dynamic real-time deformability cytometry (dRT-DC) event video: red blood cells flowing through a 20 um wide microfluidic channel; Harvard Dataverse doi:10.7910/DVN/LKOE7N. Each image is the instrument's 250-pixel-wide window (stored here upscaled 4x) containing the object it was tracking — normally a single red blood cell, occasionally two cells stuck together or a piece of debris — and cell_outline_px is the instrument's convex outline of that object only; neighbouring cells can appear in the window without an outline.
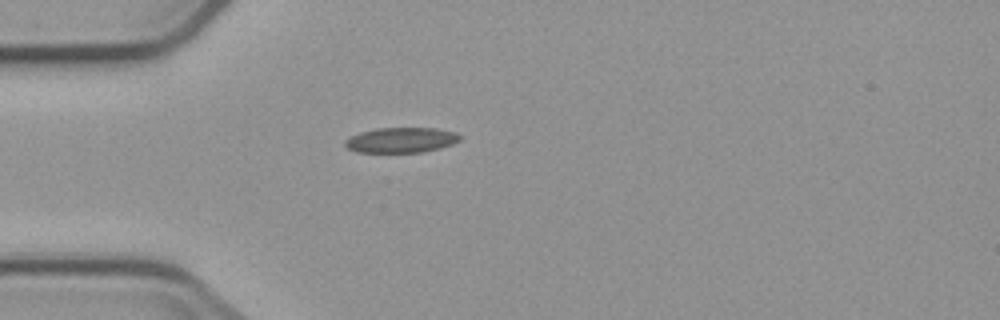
{"species": "common noctule bat (a hibernating species)", "species_latin": "Nyctalus noctula", "temperature_condition": "cold", "stored_images_in_passage": 1, "camera_frame_rate_fps": 3000, "um_per_image_px": 0.085, "animal": {"sex": "male", "body_mass_g": 23.1, "forearm_length_mm": 52.7}, "frame": {"image": 1, "passage_image": 1, "time_ms": 0.0, "image_size_px": [1000, 320], "cell_outline_px": [[464, 136], [460, 140], [452, 144], [440, 148], [424, 152], [356, 152], [348, 148], [344, 144], [344, 140], [360, 132], [376, 128], [436, 128], [456, 132]], "centroid_in_image_um": [34.13, 11.9], "position_along_channel_um": 50.9, "area_um2": 16.99}}